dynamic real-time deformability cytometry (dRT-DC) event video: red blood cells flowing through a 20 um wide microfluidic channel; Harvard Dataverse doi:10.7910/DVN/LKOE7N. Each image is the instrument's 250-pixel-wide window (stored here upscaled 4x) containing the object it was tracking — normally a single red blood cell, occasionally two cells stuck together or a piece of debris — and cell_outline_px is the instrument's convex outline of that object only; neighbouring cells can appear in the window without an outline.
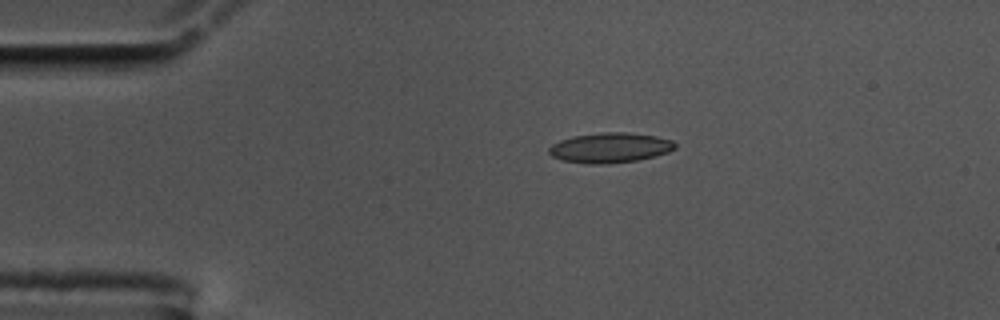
{"species": "common noctule bat (a hibernating species)", "species_latin": "Nyctalus noctula", "temperature_condition": "cold", "stored_images_in_passage": 46, "camera_frame_rate_fps": 3000, "um_per_image_px": 0.085, "animal": {"sex": "male", "body_mass_g": 17.5, "forearm_length_mm": 52.3}, "frame": {"image": 1, "passage_image": 1, "time_ms": 0.0, "image_size_px": [1000, 320], "cell_outline_px": [[676, 148], [668, 152], [636, 160], [608, 164], [588, 164], [564, 160], [552, 156], [548, 152], [548, 148], [552, 144], [560, 140], [572, 136], [600, 132], [624, 132], [656, 136], [672, 140], [676, 144]], "centroid_in_image_um": [51.83, 12.55], "position_along_channel_um": 33.2, "area_um2": 22.02}}
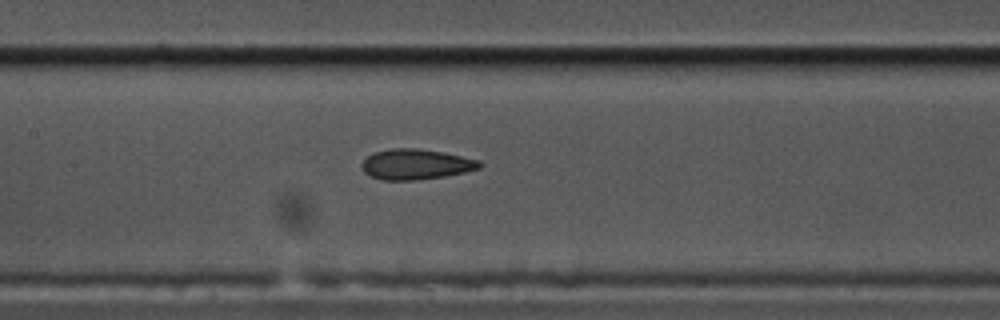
{"frame": {"image": 2, "passage_image": 16, "time_ms": 5.0, "image_size_px": [1000, 320], "cell_outline_px": [[484, 164], [480, 168], [464, 172], [444, 176], [420, 180], [380, 180], [368, 176], [364, 172], [360, 164], [372, 152], [392, 148], [416, 148], [444, 152], [480, 160]], "centroid_in_image_um": [35.33, 13.97], "position_along_channel_um": 172.1, "area_um2": 21.15}}
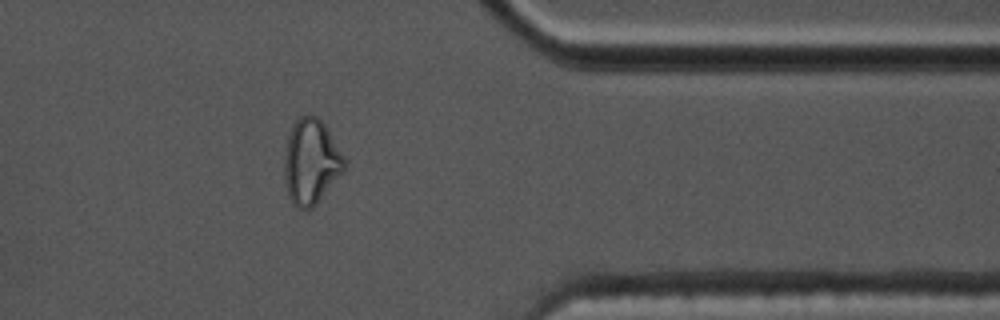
{"frame": {"image": 3, "passage_image": 35, "time_ms": 11.333, "image_size_px": [1000, 320], "cell_outline_px": [[344, 172], [316, 204], [312, 208], [296, 208], [292, 204], [288, 196], [284, 180], [284, 156], [288, 136], [292, 124], [300, 116], [308, 112], [316, 116], [328, 128], [344, 156]], "centroid_in_image_um": [26.42, 13.73], "position_along_channel_um": 385.0, "area_um2": 30.11}, "authors_computed_cell_mechanics": {"area_um2": 21.4727, "velocity_mm_per_s": 3.5844, "shape_relaxation_time_tau1_ms": null, "shape_relaxation_time_tau2_ms": 1.9611, "deformation_change_tau1": null, "deformation_change_tau2": 0.0941}}